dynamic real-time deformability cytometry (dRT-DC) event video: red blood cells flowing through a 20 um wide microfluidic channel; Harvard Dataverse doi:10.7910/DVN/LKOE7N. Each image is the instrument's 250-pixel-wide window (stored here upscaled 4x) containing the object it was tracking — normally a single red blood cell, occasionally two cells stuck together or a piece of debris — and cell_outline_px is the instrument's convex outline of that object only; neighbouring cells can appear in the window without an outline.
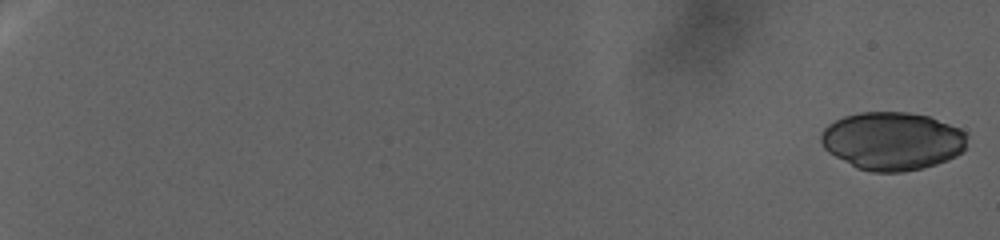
{"species": "human", "species_latin": "Homo sapiens", "temperature_condition": "warm", "stored_images_in_passage": 33, "camera_frame_rate_fps": 3000, "um_per_image_px": 0.085, "donor": {"sex": "female"}, "frame": {"image": 1, "passage_image": 1, "time_ms": 0.0, "image_size_px": [1000, 240], "cell_outline_px": [[968, 136], [964, 152], [948, 160], [936, 164], [920, 168], [900, 172], [872, 172], [856, 168], [828, 152], [824, 148], [820, 140], [820, 132], [828, 124], [844, 116], [860, 112], [908, 112], [928, 116], [960, 128]], "centroid_in_image_um": [75.84, 11.98], "position_along_channel_um": 9.2, "area_um2": 49.71}}
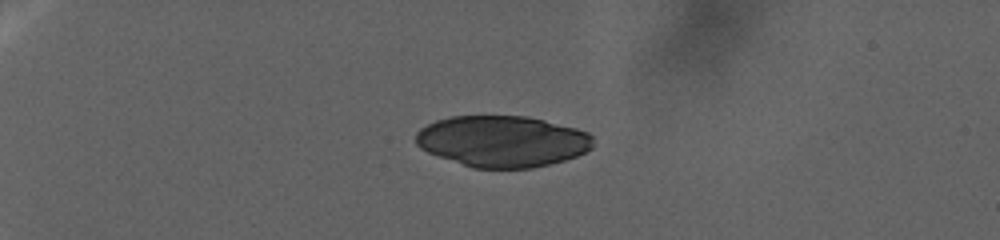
{"frame": {"image": 2, "passage_image": 15, "time_ms": 15.333, "image_size_px": [1000, 240], "cell_outline_px": [[592, 148], [576, 156], [564, 160], [532, 168], [472, 168], [428, 152], [420, 148], [416, 144], [416, 132], [420, 128], [436, 120], [452, 116], [528, 116], [576, 128], [588, 132], [592, 136]], "centroid_in_image_um": [42.69, 12.0], "position_along_channel_um": 42.3, "area_um2": 52.89}}